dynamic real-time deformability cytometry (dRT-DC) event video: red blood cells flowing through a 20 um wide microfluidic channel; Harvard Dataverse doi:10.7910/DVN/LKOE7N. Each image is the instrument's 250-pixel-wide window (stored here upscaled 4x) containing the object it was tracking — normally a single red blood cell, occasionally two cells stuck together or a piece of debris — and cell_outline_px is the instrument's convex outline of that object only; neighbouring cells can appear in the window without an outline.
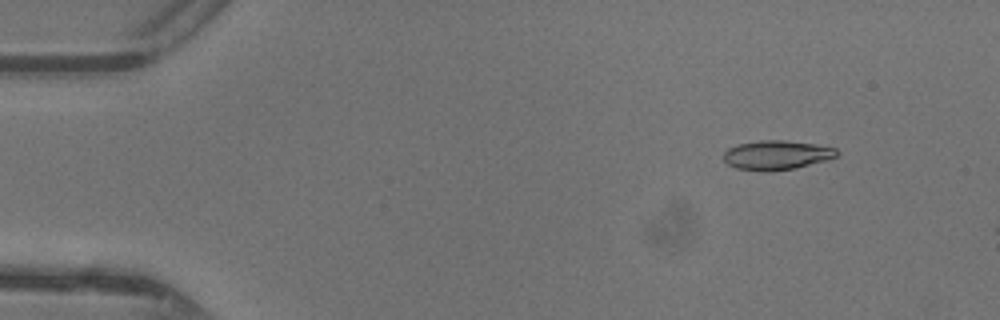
{"species": "common noctule bat (a hibernating species)", "species_latin": "Nyctalus noctula", "temperature_condition": "warm", "stored_images_in_passage": 12, "camera_frame_rate_fps": 3000, "um_per_image_px": 0.085, "animal": {"sex": "female"}, "frame": {"image": 1, "passage_image": 6, "time_ms": 1.667, "image_size_px": [1000, 320], "cell_outline_px": [[840, 152], [836, 156], [828, 160], [796, 168], [768, 172], [760, 172], [736, 168], [728, 164], [724, 160], [724, 152], [728, 148], [736, 144], [760, 140], [784, 140], [816, 144], [836, 148]], "centroid_in_image_um": [66.02, 13.19], "position_along_channel_um": 19.0, "area_um2": 19.65}}